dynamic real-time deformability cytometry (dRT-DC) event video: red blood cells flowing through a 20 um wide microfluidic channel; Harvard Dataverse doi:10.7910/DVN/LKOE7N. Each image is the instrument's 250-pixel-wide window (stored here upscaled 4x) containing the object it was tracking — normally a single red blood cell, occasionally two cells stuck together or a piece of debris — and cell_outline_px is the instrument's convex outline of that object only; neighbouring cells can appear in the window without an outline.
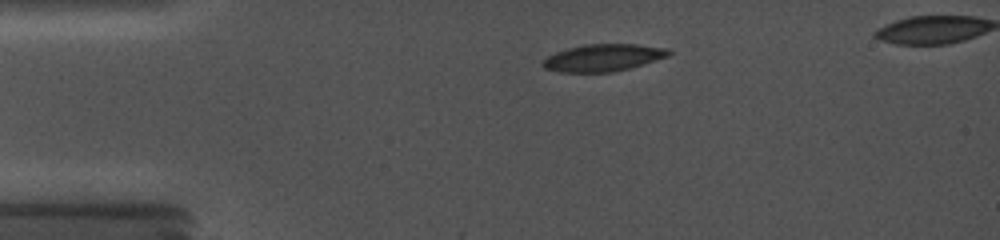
{"species": "common noctule bat (a hibernating species)", "species_latin": "Nyctalus noctula", "temperature_condition": "cold", "stored_images_in_passage": 10, "camera_frame_rate_fps": 5000, "um_per_image_px": 0.085, "animal": {"sex": "female", "body_mass_g": 19.0, "forearm_length_mm": 56.7}, "frame": {"image": 1, "passage_image": 2, "time_ms": 0.4, "image_size_px": [1000, 240], "cell_outline_px": [[672, 52], [668, 56], [628, 68], [612, 72], [560, 72], [544, 68], [540, 64], [548, 56], [556, 52], [568, 48], [584, 44], [636, 44], [668, 48]], "centroid_in_image_um": [51.25, 4.9], "position_along_channel_um": 33.8, "area_um2": 19.77}}